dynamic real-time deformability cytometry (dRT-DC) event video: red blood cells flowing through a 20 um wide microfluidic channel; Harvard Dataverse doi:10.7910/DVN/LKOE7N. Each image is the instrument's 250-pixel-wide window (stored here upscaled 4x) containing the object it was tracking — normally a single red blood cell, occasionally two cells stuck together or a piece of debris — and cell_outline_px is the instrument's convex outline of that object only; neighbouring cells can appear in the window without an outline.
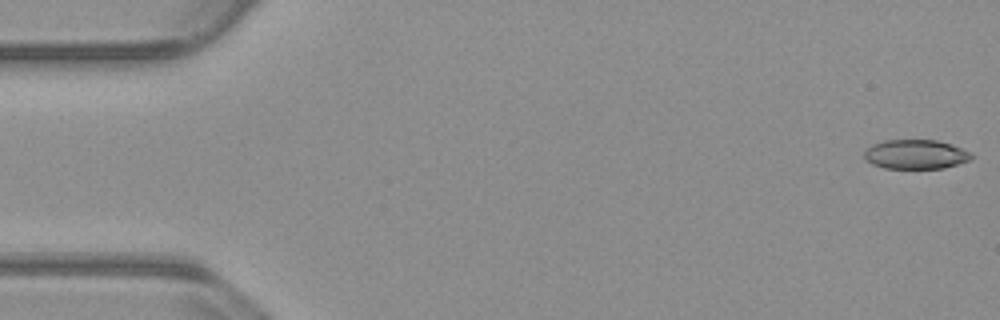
{"species": "common noctule bat (a hibernating species)", "species_latin": "Nyctalus noctula", "temperature_condition": "warm", "stored_images_in_passage": 54, "camera_frame_rate_fps": 3000, "um_per_image_px": 0.085, "animal": {"sex": "male", "body_mass_g": 23.1, "forearm_length_mm": 52.7}, "frame": {"image": 1, "passage_image": 1, "time_ms": 0.0, "image_size_px": [1000, 320], "cell_outline_px": [[976, 156], [972, 160], [944, 168], [884, 168], [872, 164], [864, 160], [864, 152], [872, 144], [884, 140], [936, 140], [952, 144]], "centroid_in_image_um": [77.84, 13.12], "position_along_channel_um": 7.2, "area_um2": 18.44}}
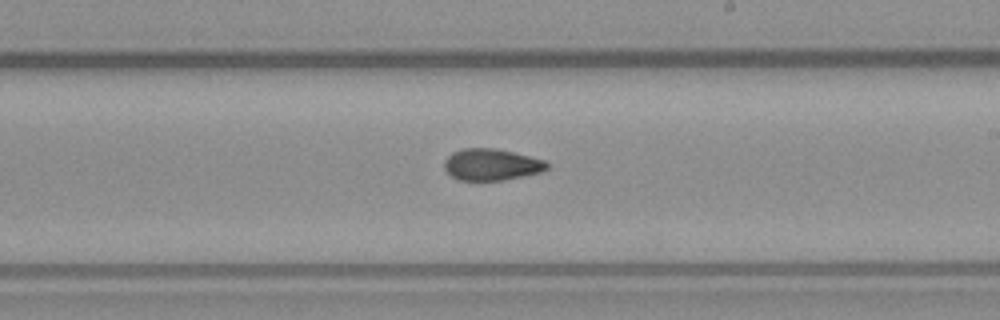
{"frame": {"image": 2, "passage_image": 31, "time_ms": 10.0, "image_size_px": [1000, 320], "cell_outline_px": [[552, 164], [548, 168], [540, 172], [504, 180], [460, 180], [452, 176], [444, 168], [444, 160], [452, 152], [464, 148], [496, 148], [544, 160]], "centroid_in_image_um": [41.78, 13.98], "position_along_channel_um": 247.2, "area_um2": 18.84}}
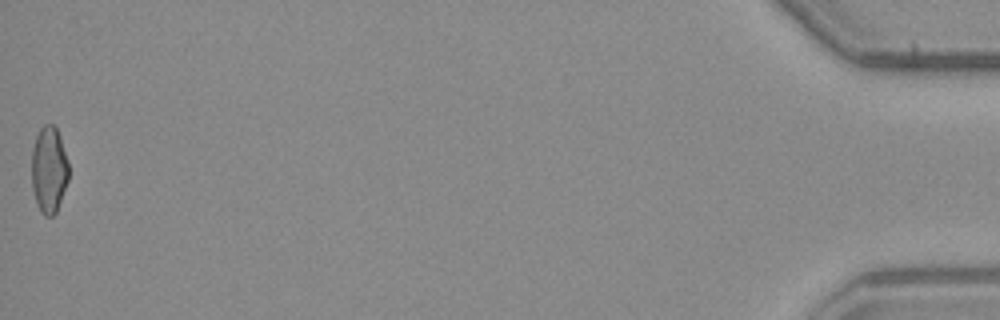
{"frame": {"image": 3, "passage_image": 54, "time_ms": 17.667, "image_size_px": [1000, 320], "cell_outline_px": [[68, 180], [56, 212], [52, 216], [44, 216], [40, 212], [36, 204], [32, 188], [32, 148], [36, 136], [40, 128], [44, 124], [52, 124], [56, 128], [60, 136], [68, 164]], "centroid_in_image_um": [4.14, 14.44], "position_along_channel_um": 431.1, "area_um2": 18.67}, "authors_computed_cell_mechanics": {"area_um2": 19.1029, "velocity_mm_per_s": 3.8206, "shape_relaxation_time_tau1_ms": null, "shape_relaxation_time_tau2_ms": 2.4497, "deformation_change_tau1": null, "deformation_change_tau2": 0.0784}}